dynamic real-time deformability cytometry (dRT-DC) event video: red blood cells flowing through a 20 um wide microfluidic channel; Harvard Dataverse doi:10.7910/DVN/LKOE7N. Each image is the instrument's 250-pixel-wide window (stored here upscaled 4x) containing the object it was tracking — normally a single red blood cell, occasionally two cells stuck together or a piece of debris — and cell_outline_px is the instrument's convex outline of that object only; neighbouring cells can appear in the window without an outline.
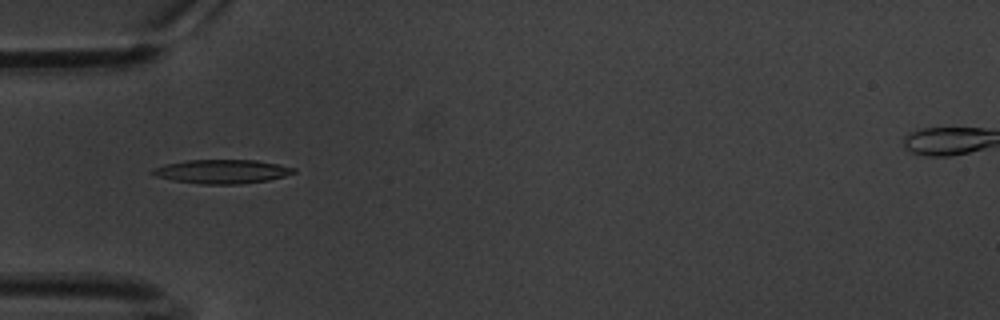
{"species": "common noctule bat (a hibernating species)", "species_latin": "Nyctalus noctula", "temperature_condition": "warm", "stored_images_in_passage": 60, "camera_frame_rate_fps": 3000, "um_per_image_px": 0.085, "animal": {"sex": "male", "body_mass_g": 20.1, "forearm_length_mm": 53.5}, "frame": {"image": 1, "passage_image": 19, "time_ms": 6.0, "image_size_px": [1000, 320], "cell_outline_px": [[296, 172], [284, 176], [268, 180], [240, 184], [200, 184], [172, 180], [156, 176], [148, 172], [152, 168], [168, 164], [188, 160], [256, 160], [296, 168]], "centroid_in_image_um": [18.84, 14.58], "position_along_channel_um": 66.2, "area_um2": 19.59}}
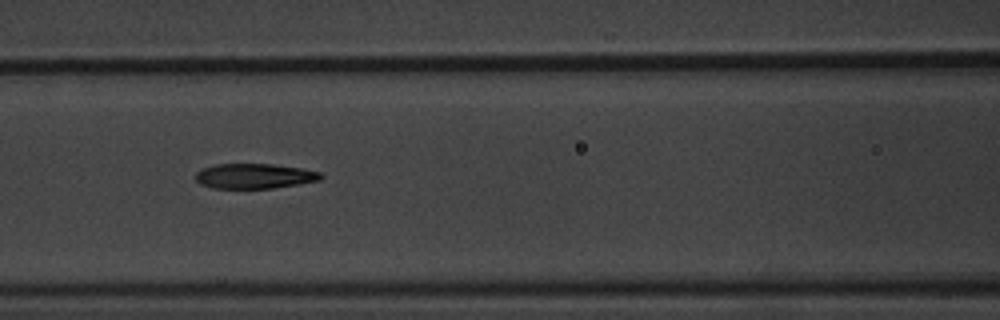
{"frame": {"image": 2, "passage_image": 26, "time_ms": 8.333, "image_size_px": [1000, 320], "cell_outline_px": [[324, 176], [320, 180], [272, 188], [212, 188], [200, 184], [196, 180], [196, 172], [204, 168], [216, 164], [272, 164], [300, 168], [320, 172]], "centroid_in_image_um": [21.62, 14.96], "position_along_channel_um": 145.0, "area_um2": 18.09}}
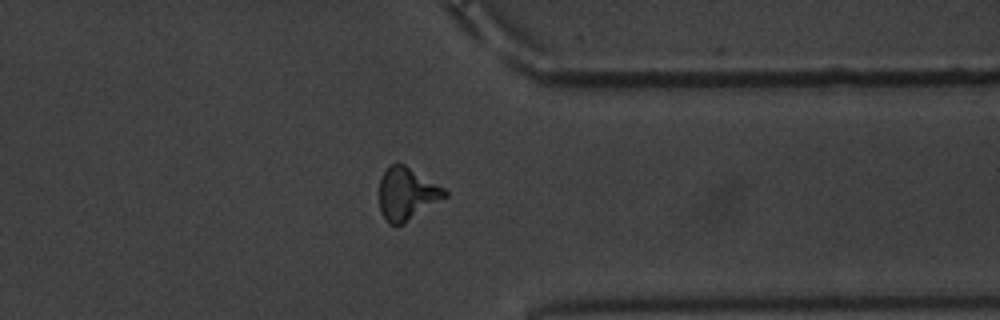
{"frame": {"image": 3, "passage_image": 47, "time_ms": 15.333, "image_size_px": [1000, 320], "cell_outline_px": [[448, 196], [404, 224], [388, 224], [380, 212], [380, 176], [396, 160], [404, 164], [444, 188], [448, 192]], "centroid_in_image_um": [34.58, 16.47], "position_along_channel_um": 376.8, "area_um2": 20.11}, "authors_computed_cell_mechanics": {"area_um2": 19.0451, "velocity_mm_per_s": 3.3811, "shape_relaxation_time_tau1_ms": 5.8834, "shape_relaxation_time_tau2_ms": 3.5777, "deformation_change_tau1": 0.1892, "deformation_change_tau2": 0.1352}}